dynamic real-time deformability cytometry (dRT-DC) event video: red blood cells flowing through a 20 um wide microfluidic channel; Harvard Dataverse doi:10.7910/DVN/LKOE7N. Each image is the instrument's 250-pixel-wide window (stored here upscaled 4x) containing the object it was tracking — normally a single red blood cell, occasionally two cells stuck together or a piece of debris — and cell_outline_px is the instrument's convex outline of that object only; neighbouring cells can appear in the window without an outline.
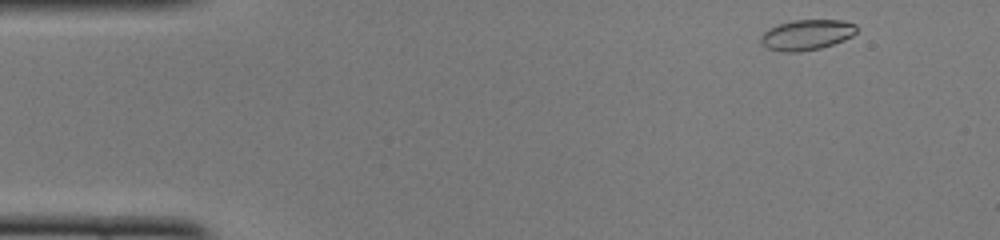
{"species": "common noctule bat (a hibernating species)", "species_latin": "Nyctalus noctula", "temperature_condition": "cold", "stored_images_in_passage": 42, "camera_frame_rate_fps": 3000, "um_per_image_px": 0.085, "animal": {"sex": "female", "body_mass_g": 22.0, "forearm_length_mm": 56.7}, "frame": {"image": 1, "passage_image": 1, "time_ms": 0.0, "image_size_px": [1000, 240], "cell_outline_px": [[856, 32], [852, 36], [844, 40], [820, 48], [800, 52], [784, 52], [768, 48], [760, 44], [760, 36], [768, 28], [792, 20], [844, 20], [856, 24]], "centroid_in_image_um": [68.55, 2.96], "position_along_channel_um": 16.4, "area_um2": 17.05}}
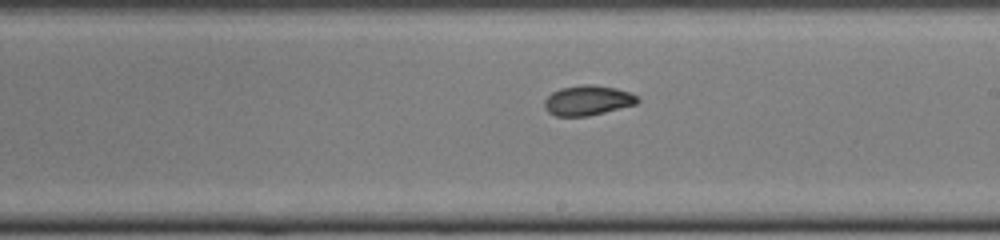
{"frame": {"image": 2, "passage_image": 20, "time_ms": 6.333, "image_size_px": [1000, 240], "cell_outline_px": [[640, 100], [636, 104], [588, 116], [556, 116], [548, 112], [544, 108], [544, 100], [552, 92], [560, 88], [584, 84], [592, 84], [616, 88], [640, 96]], "centroid_in_image_um": [49.95, 8.53], "position_along_channel_um": 239.0, "area_um2": 16.3}}
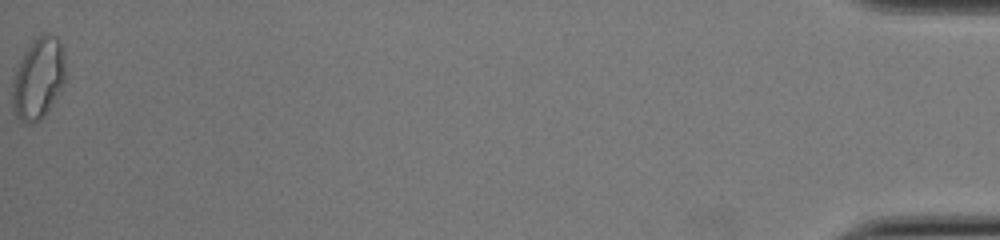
{"frame": {"image": 3, "passage_image": 42, "time_ms": 13.667, "image_size_px": [1000, 240], "cell_outline_px": [[64, 80], [56, 96], [40, 120], [32, 124], [28, 124], [20, 120], [12, 112], [12, 76], [24, 52], [32, 40], [36, 36], [44, 32], [48, 32], [56, 36], [60, 40], [64, 52]], "centroid_in_image_um": [3.21, 6.62], "position_along_channel_um": 432.0, "area_um2": 25.37}, "authors_computed_cell_mechanics": {"area_um2": 16.7042, "velocity_mm_per_s": 3.988, "shape_relaxation_time_tau1_ms": 6.0144, "shape_relaxation_time_tau2_ms": 1.951, "deformation_change_tau1": 0.197, "deformation_change_tau2": 0.0614}}